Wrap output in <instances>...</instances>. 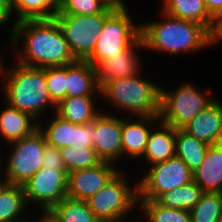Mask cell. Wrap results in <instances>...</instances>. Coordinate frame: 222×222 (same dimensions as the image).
I'll return each mask as SVG.
<instances>
[{"mask_svg":"<svg viewBox=\"0 0 222 222\" xmlns=\"http://www.w3.org/2000/svg\"><path fill=\"white\" fill-rule=\"evenodd\" d=\"M10 28L7 39L10 54L6 56L14 57L11 61L15 59L21 65L34 68L61 67L77 61L54 18L22 20Z\"/></svg>","mask_w":222,"mask_h":222,"instance_id":"cell-1","label":"cell"},{"mask_svg":"<svg viewBox=\"0 0 222 222\" xmlns=\"http://www.w3.org/2000/svg\"><path fill=\"white\" fill-rule=\"evenodd\" d=\"M6 63L2 59L0 66L3 103L31 114L38 121L47 113L49 116V110L54 113L57 104L48 92L45 68L27 67L16 61L11 66Z\"/></svg>","mask_w":222,"mask_h":222,"instance_id":"cell-2","label":"cell"},{"mask_svg":"<svg viewBox=\"0 0 222 222\" xmlns=\"http://www.w3.org/2000/svg\"><path fill=\"white\" fill-rule=\"evenodd\" d=\"M160 14V20L140 22V35L147 51L177 56L212 47V34L202 24L174 18L162 11Z\"/></svg>","mask_w":222,"mask_h":222,"instance_id":"cell-3","label":"cell"},{"mask_svg":"<svg viewBox=\"0 0 222 222\" xmlns=\"http://www.w3.org/2000/svg\"><path fill=\"white\" fill-rule=\"evenodd\" d=\"M141 71L131 77L106 82L100 88V99H105L115 111L110 114L123 116H159L160 87L158 83L141 76ZM118 112V113H117ZM125 113V114H124Z\"/></svg>","mask_w":222,"mask_h":222,"instance_id":"cell-4","label":"cell"},{"mask_svg":"<svg viewBox=\"0 0 222 222\" xmlns=\"http://www.w3.org/2000/svg\"><path fill=\"white\" fill-rule=\"evenodd\" d=\"M127 173L125 169L120 170L102 189L86 200L101 222H117L129 219L132 213L136 215L133 210L138 208L137 180L134 185L131 184V177Z\"/></svg>","mask_w":222,"mask_h":222,"instance_id":"cell-5","label":"cell"},{"mask_svg":"<svg viewBox=\"0 0 222 222\" xmlns=\"http://www.w3.org/2000/svg\"><path fill=\"white\" fill-rule=\"evenodd\" d=\"M179 85L171 91L160 87L159 119L174 129L185 127L215 99L211 88L201 90L191 81Z\"/></svg>","mask_w":222,"mask_h":222,"instance_id":"cell-6","label":"cell"},{"mask_svg":"<svg viewBox=\"0 0 222 222\" xmlns=\"http://www.w3.org/2000/svg\"><path fill=\"white\" fill-rule=\"evenodd\" d=\"M127 5L119 6L105 21L96 47L86 60L98 67L109 57L128 48L140 36V23L135 21Z\"/></svg>","mask_w":222,"mask_h":222,"instance_id":"cell-7","label":"cell"},{"mask_svg":"<svg viewBox=\"0 0 222 222\" xmlns=\"http://www.w3.org/2000/svg\"><path fill=\"white\" fill-rule=\"evenodd\" d=\"M119 7L112 4L105 12L93 15L56 14L57 21L76 60L86 61L93 53L106 19Z\"/></svg>","mask_w":222,"mask_h":222,"instance_id":"cell-8","label":"cell"},{"mask_svg":"<svg viewBox=\"0 0 222 222\" xmlns=\"http://www.w3.org/2000/svg\"><path fill=\"white\" fill-rule=\"evenodd\" d=\"M43 134L37 129L33 134L6 144L9 149L7 160L3 159V175L12 185H24L43 167L46 145Z\"/></svg>","mask_w":222,"mask_h":222,"instance_id":"cell-9","label":"cell"},{"mask_svg":"<svg viewBox=\"0 0 222 222\" xmlns=\"http://www.w3.org/2000/svg\"><path fill=\"white\" fill-rule=\"evenodd\" d=\"M137 180L138 200H156L161 194L193 181V172L178 157L152 164Z\"/></svg>","mask_w":222,"mask_h":222,"instance_id":"cell-10","label":"cell"},{"mask_svg":"<svg viewBox=\"0 0 222 222\" xmlns=\"http://www.w3.org/2000/svg\"><path fill=\"white\" fill-rule=\"evenodd\" d=\"M22 187L28 207L51 210L67 197L68 172L42 167Z\"/></svg>","mask_w":222,"mask_h":222,"instance_id":"cell-11","label":"cell"},{"mask_svg":"<svg viewBox=\"0 0 222 222\" xmlns=\"http://www.w3.org/2000/svg\"><path fill=\"white\" fill-rule=\"evenodd\" d=\"M108 111V112H107ZM108 109L95 118L93 148L101 161L118 165L122 158V115L110 114Z\"/></svg>","mask_w":222,"mask_h":222,"instance_id":"cell-12","label":"cell"},{"mask_svg":"<svg viewBox=\"0 0 222 222\" xmlns=\"http://www.w3.org/2000/svg\"><path fill=\"white\" fill-rule=\"evenodd\" d=\"M119 168L120 166L117 164L102 161L95 167L68 173L67 197L75 200H88L120 171Z\"/></svg>","mask_w":222,"mask_h":222,"instance_id":"cell-13","label":"cell"},{"mask_svg":"<svg viewBox=\"0 0 222 222\" xmlns=\"http://www.w3.org/2000/svg\"><path fill=\"white\" fill-rule=\"evenodd\" d=\"M140 49L145 50L141 35L124 51L102 62L96 68L99 88L106 82L131 77L142 70Z\"/></svg>","mask_w":222,"mask_h":222,"instance_id":"cell-14","label":"cell"},{"mask_svg":"<svg viewBox=\"0 0 222 222\" xmlns=\"http://www.w3.org/2000/svg\"><path fill=\"white\" fill-rule=\"evenodd\" d=\"M159 116H122V158L136 162L143 156L152 128ZM125 156V157H124Z\"/></svg>","mask_w":222,"mask_h":222,"instance_id":"cell-15","label":"cell"},{"mask_svg":"<svg viewBox=\"0 0 222 222\" xmlns=\"http://www.w3.org/2000/svg\"><path fill=\"white\" fill-rule=\"evenodd\" d=\"M208 145L222 143V102L215 98L192 121L182 128Z\"/></svg>","mask_w":222,"mask_h":222,"instance_id":"cell-16","label":"cell"},{"mask_svg":"<svg viewBox=\"0 0 222 222\" xmlns=\"http://www.w3.org/2000/svg\"><path fill=\"white\" fill-rule=\"evenodd\" d=\"M175 136L176 129L159 121L158 125L156 124L152 128L145 152L138 161L141 164L143 162L146 165L145 167H148L175 157Z\"/></svg>","mask_w":222,"mask_h":222,"instance_id":"cell-17","label":"cell"},{"mask_svg":"<svg viewBox=\"0 0 222 222\" xmlns=\"http://www.w3.org/2000/svg\"><path fill=\"white\" fill-rule=\"evenodd\" d=\"M0 108V138L3 143H12L33 134L38 129V120L31 114L11 107L6 102Z\"/></svg>","mask_w":222,"mask_h":222,"instance_id":"cell-18","label":"cell"},{"mask_svg":"<svg viewBox=\"0 0 222 222\" xmlns=\"http://www.w3.org/2000/svg\"><path fill=\"white\" fill-rule=\"evenodd\" d=\"M101 96L97 69L88 61L67 65V97Z\"/></svg>","mask_w":222,"mask_h":222,"instance_id":"cell-19","label":"cell"},{"mask_svg":"<svg viewBox=\"0 0 222 222\" xmlns=\"http://www.w3.org/2000/svg\"><path fill=\"white\" fill-rule=\"evenodd\" d=\"M193 181L203 192L222 193V143L210 145Z\"/></svg>","mask_w":222,"mask_h":222,"instance_id":"cell-20","label":"cell"},{"mask_svg":"<svg viewBox=\"0 0 222 222\" xmlns=\"http://www.w3.org/2000/svg\"><path fill=\"white\" fill-rule=\"evenodd\" d=\"M96 98L99 99L97 96L66 97L57 104L55 113L75 124L90 123L102 112Z\"/></svg>","mask_w":222,"mask_h":222,"instance_id":"cell-21","label":"cell"},{"mask_svg":"<svg viewBox=\"0 0 222 222\" xmlns=\"http://www.w3.org/2000/svg\"><path fill=\"white\" fill-rule=\"evenodd\" d=\"M161 10L174 18L194 21L202 24L211 34L216 21L206 10L204 0H159Z\"/></svg>","mask_w":222,"mask_h":222,"instance_id":"cell-22","label":"cell"},{"mask_svg":"<svg viewBox=\"0 0 222 222\" xmlns=\"http://www.w3.org/2000/svg\"><path fill=\"white\" fill-rule=\"evenodd\" d=\"M49 120L48 123L38 121V130L43 134L46 143L59 149L76 147L77 124L62 119L55 112Z\"/></svg>","mask_w":222,"mask_h":222,"instance_id":"cell-23","label":"cell"},{"mask_svg":"<svg viewBox=\"0 0 222 222\" xmlns=\"http://www.w3.org/2000/svg\"><path fill=\"white\" fill-rule=\"evenodd\" d=\"M28 209L22 186L8 184L0 193V222H30Z\"/></svg>","mask_w":222,"mask_h":222,"instance_id":"cell-24","label":"cell"},{"mask_svg":"<svg viewBox=\"0 0 222 222\" xmlns=\"http://www.w3.org/2000/svg\"><path fill=\"white\" fill-rule=\"evenodd\" d=\"M176 154L194 173L201 165L210 145L197 140L183 129H176Z\"/></svg>","mask_w":222,"mask_h":222,"instance_id":"cell-25","label":"cell"},{"mask_svg":"<svg viewBox=\"0 0 222 222\" xmlns=\"http://www.w3.org/2000/svg\"><path fill=\"white\" fill-rule=\"evenodd\" d=\"M15 23L22 20L52 19L60 10V0H11ZM15 13V14H14Z\"/></svg>","mask_w":222,"mask_h":222,"instance_id":"cell-26","label":"cell"},{"mask_svg":"<svg viewBox=\"0 0 222 222\" xmlns=\"http://www.w3.org/2000/svg\"><path fill=\"white\" fill-rule=\"evenodd\" d=\"M202 188L194 181L161 194L155 201L163 207L190 211L200 200Z\"/></svg>","mask_w":222,"mask_h":222,"instance_id":"cell-27","label":"cell"},{"mask_svg":"<svg viewBox=\"0 0 222 222\" xmlns=\"http://www.w3.org/2000/svg\"><path fill=\"white\" fill-rule=\"evenodd\" d=\"M139 214L145 222H191L190 213L184 209L166 208L155 200H138Z\"/></svg>","mask_w":222,"mask_h":222,"instance_id":"cell-28","label":"cell"},{"mask_svg":"<svg viewBox=\"0 0 222 222\" xmlns=\"http://www.w3.org/2000/svg\"><path fill=\"white\" fill-rule=\"evenodd\" d=\"M51 211L61 222H101L90 210L88 203L66 197Z\"/></svg>","mask_w":222,"mask_h":222,"instance_id":"cell-29","label":"cell"},{"mask_svg":"<svg viewBox=\"0 0 222 222\" xmlns=\"http://www.w3.org/2000/svg\"><path fill=\"white\" fill-rule=\"evenodd\" d=\"M61 157L68 173L97 166L102 161L93 147H63Z\"/></svg>","mask_w":222,"mask_h":222,"instance_id":"cell-30","label":"cell"},{"mask_svg":"<svg viewBox=\"0 0 222 222\" xmlns=\"http://www.w3.org/2000/svg\"><path fill=\"white\" fill-rule=\"evenodd\" d=\"M189 213L191 222H218L222 215V193L204 192Z\"/></svg>","mask_w":222,"mask_h":222,"instance_id":"cell-31","label":"cell"},{"mask_svg":"<svg viewBox=\"0 0 222 222\" xmlns=\"http://www.w3.org/2000/svg\"><path fill=\"white\" fill-rule=\"evenodd\" d=\"M111 5L109 0H60L57 14L93 15L105 12Z\"/></svg>","mask_w":222,"mask_h":222,"instance_id":"cell-32","label":"cell"},{"mask_svg":"<svg viewBox=\"0 0 222 222\" xmlns=\"http://www.w3.org/2000/svg\"><path fill=\"white\" fill-rule=\"evenodd\" d=\"M45 79L50 97L56 104L67 97V65L45 68Z\"/></svg>","mask_w":222,"mask_h":222,"instance_id":"cell-33","label":"cell"},{"mask_svg":"<svg viewBox=\"0 0 222 222\" xmlns=\"http://www.w3.org/2000/svg\"><path fill=\"white\" fill-rule=\"evenodd\" d=\"M95 119L87 124H77L76 147H92L95 137Z\"/></svg>","mask_w":222,"mask_h":222,"instance_id":"cell-34","label":"cell"},{"mask_svg":"<svg viewBox=\"0 0 222 222\" xmlns=\"http://www.w3.org/2000/svg\"><path fill=\"white\" fill-rule=\"evenodd\" d=\"M43 167L66 170L61 157V150L55 146L46 144L43 153Z\"/></svg>","mask_w":222,"mask_h":222,"instance_id":"cell-35","label":"cell"},{"mask_svg":"<svg viewBox=\"0 0 222 222\" xmlns=\"http://www.w3.org/2000/svg\"><path fill=\"white\" fill-rule=\"evenodd\" d=\"M13 16L14 15L11 7V0H0V27L4 24H8L9 21L11 24V20L14 21L11 25L13 26L15 24V20L12 19Z\"/></svg>","mask_w":222,"mask_h":222,"instance_id":"cell-36","label":"cell"},{"mask_svg":"<svg viewBox=\"0 0 222 222\" xmlns=\"http://www.w3.org/2000/svg\"><path fill=\"white\" fill-rule=\"evenodd\" d=\"M209 15L217 21L222 16V0H204Z\"/></svg>","mask_w":222,"mask_h":222,"instance_id":"cell-37","label":"cell"},{"mask_svg":"<svg viewBox=\"0 0 222 222\" xmlns=\"http://www.w3.org/2000/svg\"><path fill=\"white\" fill-rule=\"evenodd\" d=\"M38 211L39 213L38 216L36 217L38 220L34 218V222H61L51 210H38Z\"/></svg>","mask_w":222,"mask_h":222,"instance_id":"cell-38","label":"cell"},{"mask_svg":"<svg viewBox=\"0 0 222 222\" xmlns=\"http://www.w3.org/2000/svg\"><path fill=\"white\" fill-rule=\"evenodd\" d=\"M222 41V16L216 21L215 28L212 32V46L219 45Z\"/></svg>","mask_w":222,"mask_h":222,"instance_id":"cell-39","label":"cell"},{"mask_svg":"<svg viewBox=\"0 0 222 222\" xmlns=\"http://www.w3.org/2000/svg\"><path fill=\"white\" fill-rule=\"evenodd\" d=\"M8 180L5 178L4 175L0 176V193L3 191V189L8 185Z\"/></svg>","mask_w":222,"mask_h":222,"instance_id":"cell-40","label":"cell"},{"mask_svg":"<svg viewBox=\"0 0 222 222\" xmlns=\"http://www.w3.org/2000/svg\"><path fill=\"white\" fill-rule=\"evenodd\" d=\"M109 1H110L112 4L119 5V6H125V5H127L125 0H109ZM124 1H125V2H124Z\"/></svg>","mask_w":222,"mask_h":222,"instance_id":"cell-41","label":"cell"},{"mask_svg":"<svg viewBox=\"0 0 222 222\" xmlns=\"http://www.w3.org/2000/svg\"><path fill=\"white\" fill-rule=\"evenodd\" d=\"M0 149H3V148H0ZM5 156H6V154L4 156L3 155L1 156V150H0V157H1L0 158V176L3 175V163L2 162H3V158Z\"/></svg>","mask_w":222,"mask_h":222,"instance_id":"cell-42","label":"cell"},{"mask_svg":"<svg viewBox=\"0 0 222 222\" xmlns=\"http://www.w3.org/2000/svg\"><path fill=\"white\" fill-rule=\"evenodd\" d=\"M136 219H137V218H135V219L133 220V219H130V218H129V219H127V221H128V222H130V221H131V222H134V221H135V222H140V221H141V222H145L144 219H142L141 217H139L137 220H136ZM140 219H141V220H140ZM139 220H140V221H139ZM142 220H143V221H142ZM127 221H126V222H127Z\"/></svg>","mask_w":222,"mask_h":222,"instance_id":"cell-43","label":"cell"},{"mask_svg":"<svg viewBox=\"0 0 222 222\" xmlns=\"http://www.w3.org/2000/svg\"><path fill=\"white\" fill-rule=\"evenodd\" d=\"M0 53H1V52H0ZM2 59H3V55L0 54V66H1Z\"/></svg>","mask_w":222,"mask_h":222,"instance_id":"cell-44","label":"cell"},{"mask_svg":"<svg viewBox=\"0 0 222 222\" xmlns=\"http://www.w3.org/2000/svg\"><path fill=\"white\" fill-rule=\"evenodd\" d=\"M218 222H222V215H221V217L219 218Z\"/></svg>","mask_w":222,"mask_h":222,"instance_id":"cell-45","label":"cell"}]
</instances>
